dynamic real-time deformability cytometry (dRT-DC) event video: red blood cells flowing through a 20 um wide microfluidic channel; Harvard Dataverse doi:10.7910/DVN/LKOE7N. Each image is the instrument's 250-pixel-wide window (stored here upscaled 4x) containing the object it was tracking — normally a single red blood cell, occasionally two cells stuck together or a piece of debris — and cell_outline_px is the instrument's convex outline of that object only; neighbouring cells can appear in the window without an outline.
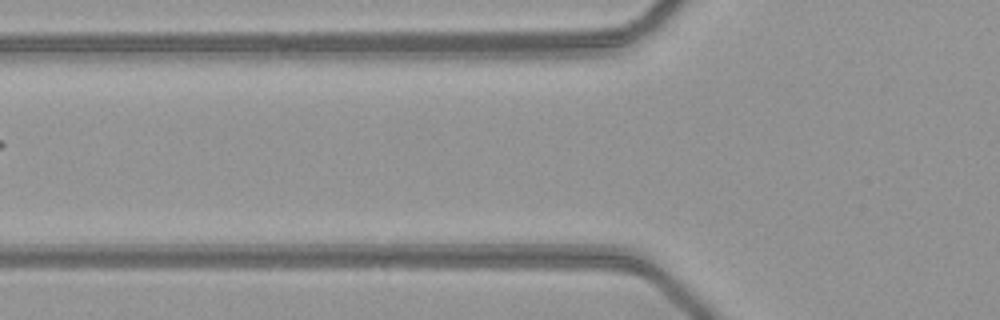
{"species": "common noctule bat (a hibernating species)", "species_latin": "Nyctalus noctula", "temperature_condition": "warm", "stored_images_in_passage": 3, "camera_frame_rate_fps": 3000, "um_per_image_px": 0.085, "animal": {"sex": "female", "body_mass_g": 21.9}, "frame": {"image": 1, "passage_image": 2, "time_ms": 0.333, "image_size_px": [1000, 320], "cell_outline_px": [[644, 276], [632, 276], [448, 268], [424, 264], [444, 256], [568, 256], [608, 264], [636, 272]], "centroid_in_image_um": [45.23, 22.5], "position_along_channel_um": 80.6, "area_um2": 19.54}}